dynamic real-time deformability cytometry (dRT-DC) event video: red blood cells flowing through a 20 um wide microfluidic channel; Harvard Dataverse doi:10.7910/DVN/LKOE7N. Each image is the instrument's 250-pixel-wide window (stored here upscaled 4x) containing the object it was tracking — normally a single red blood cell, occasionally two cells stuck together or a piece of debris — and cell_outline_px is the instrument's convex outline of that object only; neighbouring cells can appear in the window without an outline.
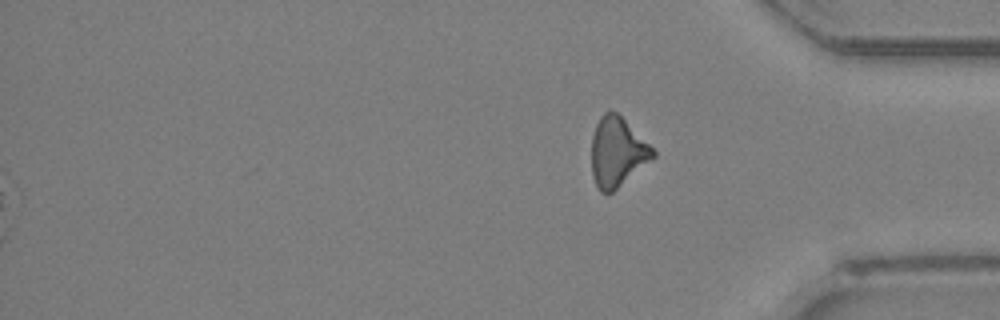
{"species": "Egyptian fruit bat (a non-hibernating species)", "species_latin": "Rousettus aegyptiacus", "temperature_condition": "room temperature", "stored_images_in_passage": 34, "segment_of_instrument_passage": [2, 2], "camera_frame_rate_fps": 3000, "um_per_image_px": 0.085, "animal": {"sex": "female"}, "frame": {"image": 1, "passage_image": 34, "time_ms": 11.0, "image_size_px": [1000, 320], "cell_outline_px": [[656, 156], [612, 192], [600, 192], [592, 176], [592, 136], [596, 124], [600, 116], [608, 108], [616, 112], [656, 152]], "centroid_in_image_um": [52.44, 12.91], "position_along_channel_um": 382.8, "area_um2": 24.39}}